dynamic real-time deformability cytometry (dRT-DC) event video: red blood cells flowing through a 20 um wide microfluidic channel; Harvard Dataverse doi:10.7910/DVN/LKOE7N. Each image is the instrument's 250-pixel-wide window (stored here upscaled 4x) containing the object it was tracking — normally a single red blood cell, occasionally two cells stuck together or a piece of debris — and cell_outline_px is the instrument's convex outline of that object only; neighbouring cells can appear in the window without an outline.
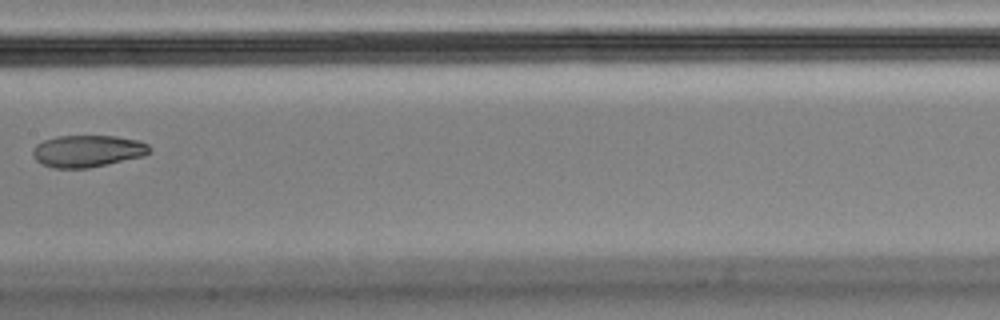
{"species": "Egyptian fruit bat (a non-hibernating species)", "species_latin": "Rousettus aegyptiacus", "temperature_condition": "cold", "stored_images_in_passage": 11, "camera_frame_rate_fps": 3000, "um_per_image_px": 0.085, "animal": {"sex": "male"}, "frame": {"image": 1, "passage_image": 10, "time_ms": 3.0, "image_size_px": [1000, 320], "cell_outline_px": [[152, 148], [144, 156], [108, 164], [88, 168], [52, 168], [36, 160], [32, 156], [32, 148], [36, 144], [44, 140], [56, 136], [116, 136], [136, 140], [148, 144]], "centroid_in_image_um": [7.42, 12.84], "position_along_channel_um": 200.0, "area_um2": 21.79}}